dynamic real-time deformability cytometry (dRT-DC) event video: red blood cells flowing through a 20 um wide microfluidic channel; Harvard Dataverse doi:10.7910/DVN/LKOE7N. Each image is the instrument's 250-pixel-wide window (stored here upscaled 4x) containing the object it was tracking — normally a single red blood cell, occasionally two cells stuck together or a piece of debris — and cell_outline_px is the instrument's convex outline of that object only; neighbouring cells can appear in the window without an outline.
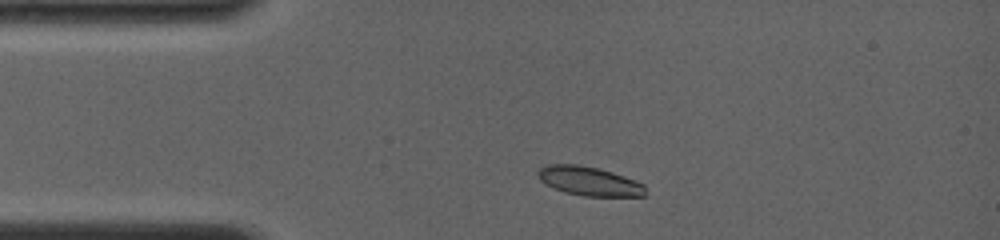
{"species": "common noctule bat (a hibernating species)", "species_latin": "Nyctalus noctula", "temperature_condition": "room temperature", "stored_images_in_passage": 2, "camera_frame_rate_fps": 4000, "um_per_image_px": 0.085, "animal": {"sex": "female", "body_mass_g": 19.0, "forearm_length_mm": 56.7}, "frame": {"image": 1, "passage_image": 1, "time_ms": 0.0, "image_size_px": [1000, 240], "cell_outline_px": [[644, 196], [584, 196], [564, 192], [544, 184], [536, 176], [536, 172], [544, 164], [576, 164], [600, 168], [624, 176], [644, 184]], "centroid_in_image_um": [50.01, 15.38], "position_along_channel_um": 35.0, "area_um2": 18.32}}